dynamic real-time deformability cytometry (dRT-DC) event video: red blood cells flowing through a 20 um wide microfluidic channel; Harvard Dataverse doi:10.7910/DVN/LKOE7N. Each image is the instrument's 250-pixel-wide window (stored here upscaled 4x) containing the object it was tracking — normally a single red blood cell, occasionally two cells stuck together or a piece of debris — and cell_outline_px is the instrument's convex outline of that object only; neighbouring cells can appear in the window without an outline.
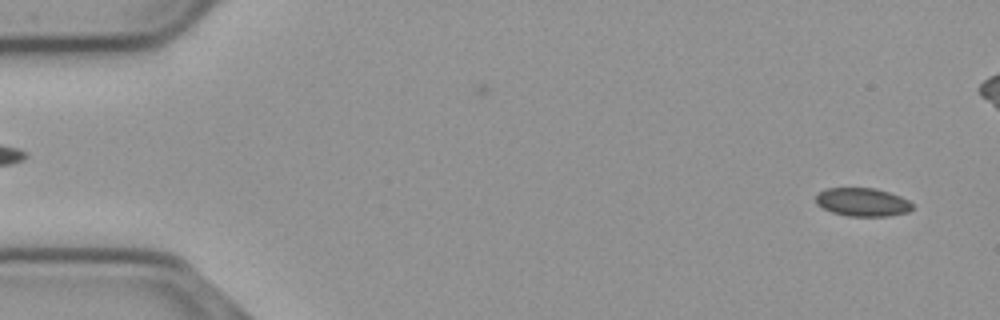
{"species": "common noctule bat (a hibernating species)", "species_latin": "Nyctalus noctula", "temperature_condition": "cold", "stored_images_in_passage": 57, "camera_frame_rate_fps": 3000, "um_per_image_px": 0.085, "animal": {"sex": "male", "body_mass_g": 23.1, "forearm_length_mm": 52.7}, "frame": {"image": 1, "passage_image": 3, "time_ms": 0.667, "image_size_px": [1000, 320], "cell_outline_px": [[912, 208], [908, 212], [888, 216], [848, 216], [832, 212], [816, 204], [816, 196], [824, 188], [876, 188], [900, 196], [908, 200], [912, 204]], "centroid_in_image_um": [73.3, 17.18], "position_along_channel_um": 11.7, "area_um2": 15.9}}
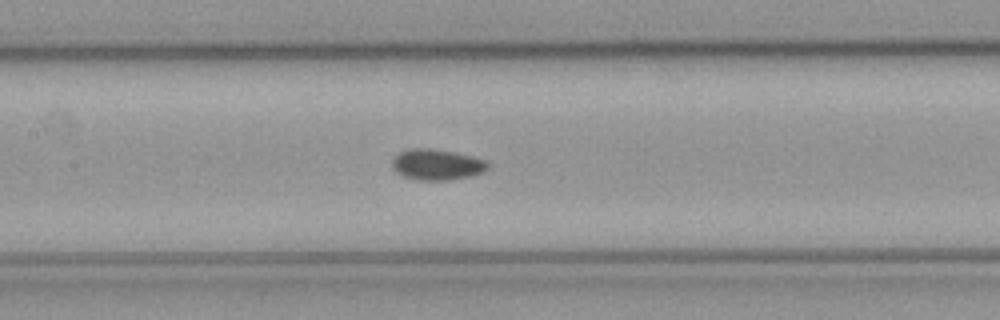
{"frame": {"image": 2, "passage_image": 26, "time_ms": 8.333, "image_size_px": [1000, 320], "cell_outline_px": [[488, 168], [472, 176], [448, 180], [416, 180], [404, 176], [396, 172], [392, 168], [392, 160], [400, 152], [412, 148], [432, 148], [452, 152], [484, 160], [488, 164]], "centroid_in_image_um": [37.08, 14.0], "position_along_channel_um": 170.3, "area_um2": 16.94}}
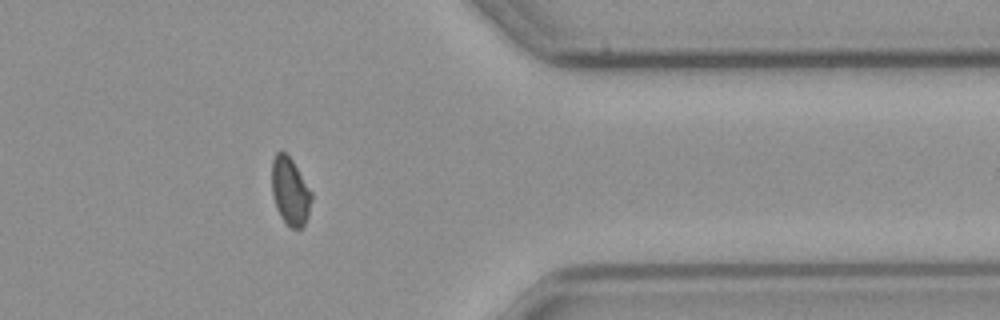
{"frame": {"image": 3, "passage_image": 45, "time_ms": 14.667, "image_size_px": [1000, 320], "cell_outline_px": [[312, 200], [308, 216], [304, 224], [300, 228], [292, 228], [280, 216], [276, 208], [272, 192], [272, 160], [276, 152], [284, 152], [292, 160], [312, 192]], "centroid_in_image_um": [24.66, 16.26], "position_along_channel_um": 386.7, "area_um2": 15.49}, "authors_computed_cell_mechanics": {"area_um2": 16.2996, "velocity_mm_per_s": 3.6821, "shape_relaxation_time_tau1_ms": null, "shape_relaxation_time_tau2_ms": 8.1423, "deformation_change_tau1": null, "deformation_change_tau2": 0.078}}